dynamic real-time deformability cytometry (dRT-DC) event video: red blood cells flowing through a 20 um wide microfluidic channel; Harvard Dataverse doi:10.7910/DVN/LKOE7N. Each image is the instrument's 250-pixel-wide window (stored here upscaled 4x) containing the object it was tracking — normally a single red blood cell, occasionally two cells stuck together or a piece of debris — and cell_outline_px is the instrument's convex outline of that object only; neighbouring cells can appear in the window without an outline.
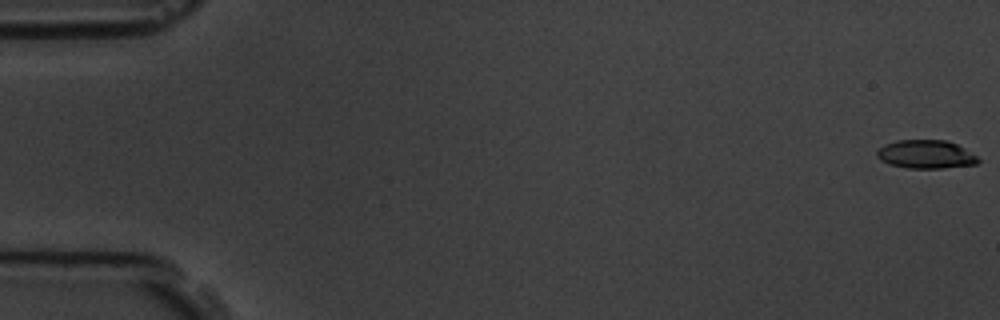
{"species": "common noctule bat (a hibernating species)", "species_latin": "Nyctalus noctula", "temperature_condition": "room temperature", "stored_images_in_passage": 57, "camera_frame_rate_fps": 3000, "um_per_image_px": 0.085, "animal": {"sex": "male", "body_mass_g": 19.5, "forearm_length_mm": 54.6}, "frame": {"image": 1, "passage_image": 1, "time_ms": 0.0, "image_size_px": [1000, 320], "cell_outline_px": [[980, 160], [976, 164], [944, 168], [908, 168], [888, 164], [880, 160], [876, 156], [876, 152], [884, 144], [896, 140], [948, 140], [964, 148], [976, 156]], "centroid_in_image_um": [78.67, 13.11], "position_along_channel_um": 6.3, "area_um2": 16.82}}
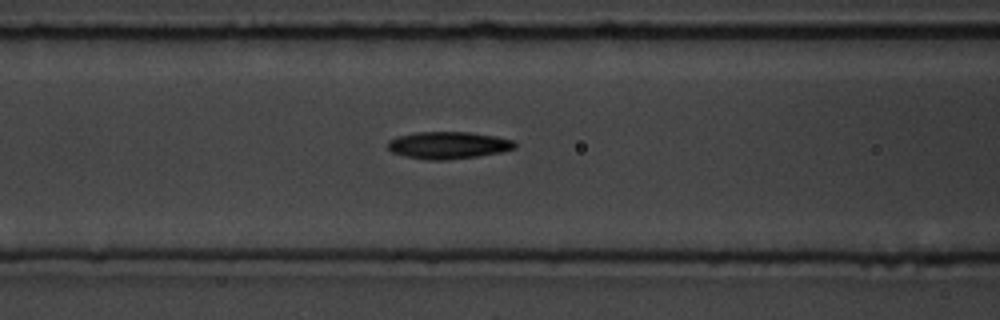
{"frame": {"image": 2, "passage_image": 24, "time_ms": 7.667, "image_size_px": [1000, 320], "cell_outline_px": [[516, 148], [500, 152], [476, 156], [444, 160], [428, 160], [404, 156], [392, 152], [388, 148], [388, 140], [396, 136], [416, 132], [468, 132], [496, 136], [512, 140], [516, 144]], "centroid_in_image_um": [38.07, 12.34], "position_along_channel_um": 128.5, "area_um2": 20.06}}
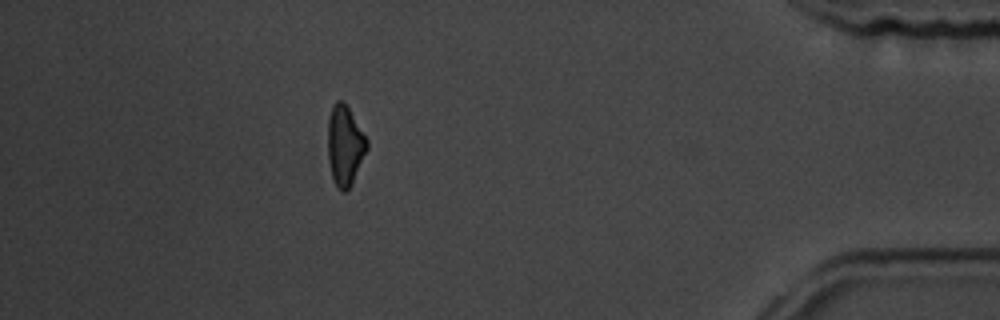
{"frame": {"image": 3, "passage_image": 51, "time_ms": 16.667, "image_size_px": [1000, 320], "cell_outline_px": [[368, 148], [352, 184], [344, 192], [340, 192], [336, 188], [332, 176], [328, 160], [328, 120], [332, 104], [336, 100], [344, 100], [368, 140]], "centroid_in_image_um": [29.31, 12.36], "position_along_channel_um": 405.9, "area_um2": 18.44}, "authors_computed_cell_mechanics": {"area_um2": 18.8428, "velocity_mm_per_s": 3.6309, "shape_relaxation_time_tau1_ms": 3.558, "shape_relaxation_time_tau2_ms": null, "deformation_change_tau1": 0.1442, "deformation_change_tau2": null}}